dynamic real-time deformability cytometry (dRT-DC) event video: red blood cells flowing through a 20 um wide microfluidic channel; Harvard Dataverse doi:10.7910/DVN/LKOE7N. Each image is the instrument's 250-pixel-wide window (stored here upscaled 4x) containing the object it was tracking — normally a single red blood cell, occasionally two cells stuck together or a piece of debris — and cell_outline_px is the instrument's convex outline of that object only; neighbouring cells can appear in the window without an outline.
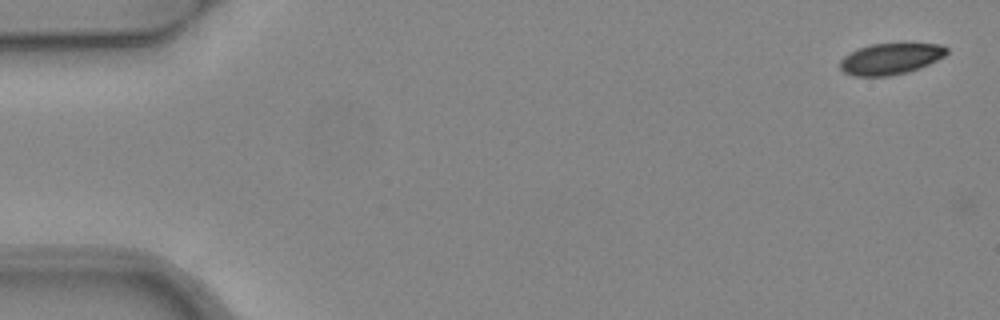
{"species": "common noctule bat (a hibernating species)", "species_latin": "Nyctalus noctula", "temperature_condition": "warm", "stored_images_in_passage": 2, "camera_frame_rate_fps": 3000, "um_per_image_px": 0.085, "animal": {"sex": "female", "body_mass_g": 24.6, "forearm_length_mm": 56.2}, "frame": {"image": 1, "passage_image": 1, "time_ms": 0.0, "image_size_px": [1000, 320], "cell_outline_px": [[948, 52], [944, 56], [920, 68], [908, 72], [888, 76], [852, 76], [844, 72], [840, 68], [840, 60], [844, 56], [860, 48], [872, 44], [904, 40], [940, 44], [948, 48]], "centroid_in_image_um": [75.75, 4.94], "position_along_channel_um": 9.2, "area_um2": 20.17}}